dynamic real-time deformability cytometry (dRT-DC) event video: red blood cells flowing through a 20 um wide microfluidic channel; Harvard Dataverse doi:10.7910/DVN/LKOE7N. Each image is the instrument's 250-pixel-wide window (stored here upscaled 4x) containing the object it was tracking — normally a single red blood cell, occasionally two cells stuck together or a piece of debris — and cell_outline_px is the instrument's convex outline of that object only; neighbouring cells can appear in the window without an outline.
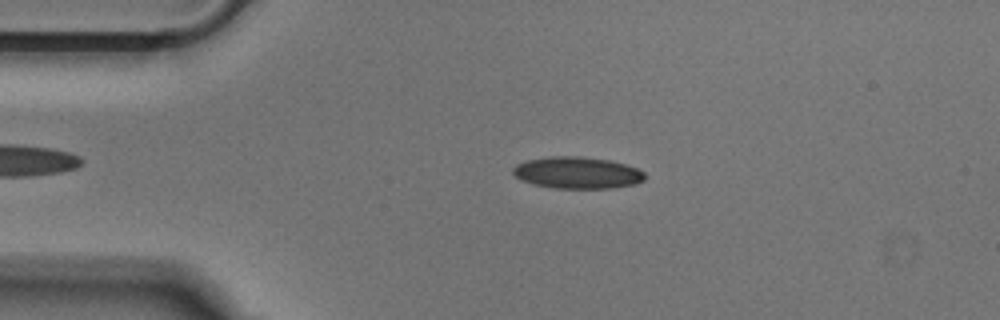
{"species": "Egyptian fruit bat (a non-hibernating species)", "species_latin": "Rousettus aegyptiacus", "temperature_condition": "cold", "stored_images_in_passage": 45, "camera_frame_rate_fps": 3000, "um_per_image_px": 0.085, "animal": {"sex": "male"}, "frame": {"image": 1, "passage_image": 10, "time_ms": 3.0, "image_size_px": [1000, 320], "cell_outline_px": [[644, 180], [636, 184], [612, 188], [556, 188], [532, 184], [516, 176], [512, 172], [512, 168], [516, 164], [528, 160], [552, 156], [580, 156], [608, 160], [624, 164], [636, 168], [644, 172]], "centroid_in_image_um": [49.07, 14.68], "position_along_channel_um": 35.9, "area_um2": 24.22}}
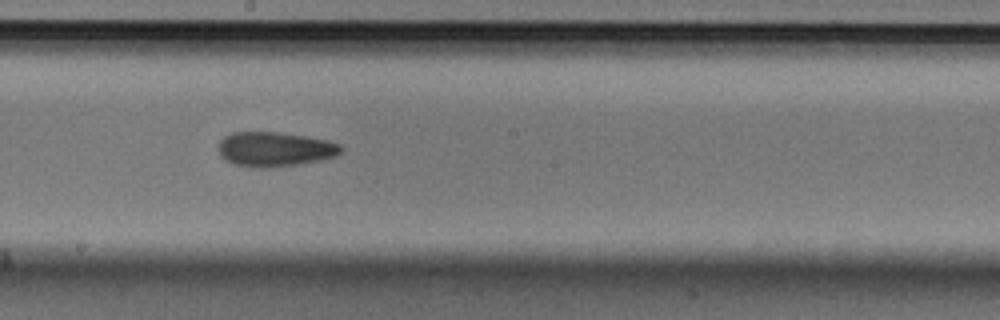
{"frame": {"image": 2, "passage_image": 27, "time_ms": 8.667, "image_size_px": [1000, 320], "cell_outline_px": [[344, 148], [336, 156], [324, 160], [272, 168], [248, 168], [232, 164], [224, 160], [220, 156], [220, 140], [224, 136], [232, 132], [280, 132], [328, 140], [340, 144]], "centroid_in_image_um": [23.36, 12.7], "position_along_channel_um": 224.8, "area_um2": 25.14}}
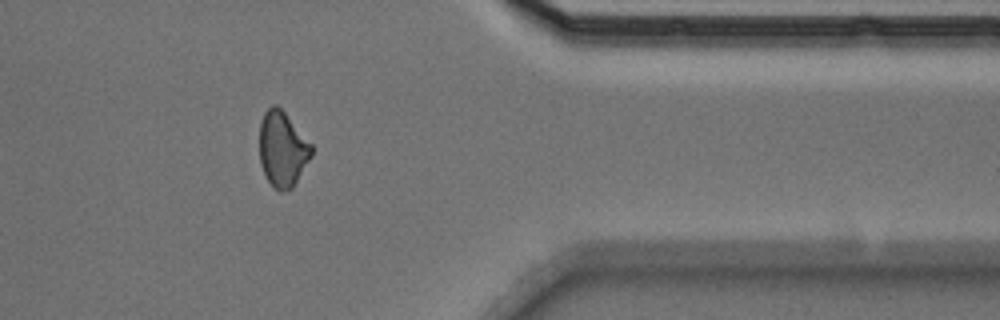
{"frame": {"image": 3, "passage_image": 41, "time_ms": 13.333, "image_size_px": [1000, 320], "cell_outline_px": [[312, 156], [292, 188], [284, 192], [280, 192], [268, 180], [260, 164], [260, 120], [264, 112], [272, 104], [276, 104], [284, 112], [312, 144]], "centroid_in_image_um": [24.01, 12.66], "position_along_channel_um": 387.4, "area_um2": 22.72}}